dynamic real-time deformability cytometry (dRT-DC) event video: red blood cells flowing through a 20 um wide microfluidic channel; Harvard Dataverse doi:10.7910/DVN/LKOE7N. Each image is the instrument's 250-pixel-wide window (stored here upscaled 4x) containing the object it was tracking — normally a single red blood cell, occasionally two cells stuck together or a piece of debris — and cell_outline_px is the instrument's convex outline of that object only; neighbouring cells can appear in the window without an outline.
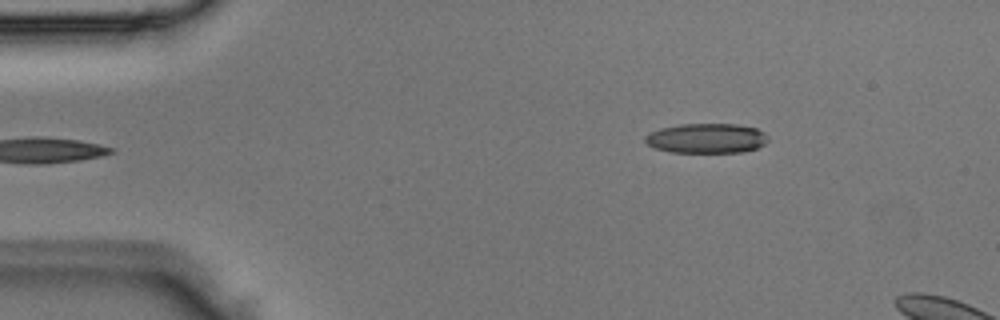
{"species": "Egyptian fruit bat (a non-hibernating species)", "species_latin": "Rousettus aegyptiacus", "temperature_condition": "room temperature", "stored_images_in_passage": 3, "camera_frame_rate_fps": 3000, "um_per_image_px": 0.085, "animal": {"sex": "male"}, "frame": {"image": 1, "passage_image": 1, "time_ms": 0.0, "image_size_px": [1000, 320], "cell_outline_px": [[768, 140], [764, 144], [756, 148], [740, 152], [672, 152], [656, 148], [648, 144], [644, 140], [644, 136], [648, 132], [660, 128], [680, 124], [740, 124], [756, 128], [764, 132], [768, 136]], "centroid_in_image_um": [60.05, 11.74], "position_along_channel_um": 25.0, "area_um2": 21.39}}